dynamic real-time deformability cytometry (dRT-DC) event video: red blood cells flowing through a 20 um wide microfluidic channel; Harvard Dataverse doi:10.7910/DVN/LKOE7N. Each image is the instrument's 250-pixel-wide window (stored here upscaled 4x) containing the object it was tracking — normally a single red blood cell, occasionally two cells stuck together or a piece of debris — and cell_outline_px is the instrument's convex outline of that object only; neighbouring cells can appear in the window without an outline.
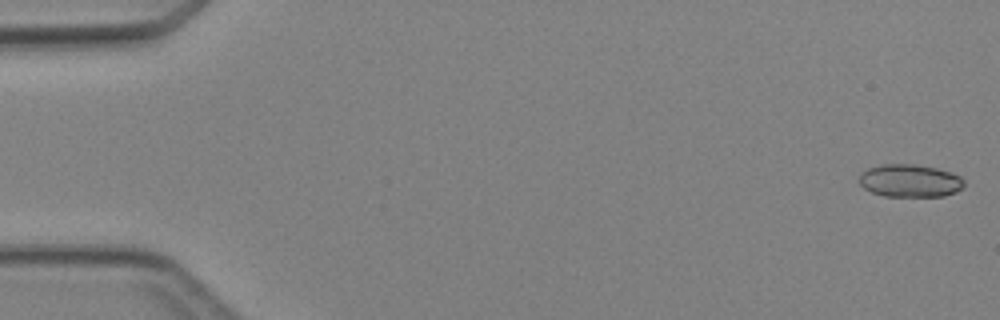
{"species": "Egyptian fruit bat (a non-hibernating species)", "species_latin": "Rousettus aegyptiacus", "temperature_condition": "cold", "stored_images_in_passage": 6, "camera_frame_rate_fps": 3000, "um_per_image_px": 0.085, "animal": {"sex": "female"}, "frame": {"image": 1, "passage_image": 1, "time_ms": 0.0, "image_size_px": [1000, 320], "cell_outline_px": [[964, 188], [956, 192], [944, 196], [884, 196], [872, 192], [864, 188], [860, 184], [860, 172], [868, 168], [880, 164], [916, 164], [936, 168], [952, 172], [960, 176], [964, 180]], "centroid_in_image_um": [77.36, 15.35], "position_along_channel_um": 7.6, "area_um2": 20.23}}
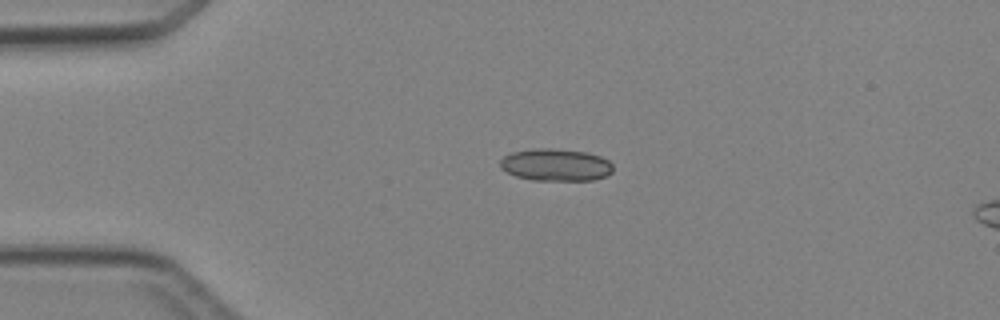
{"frame": {"image": 2, "passage_image": 4, "time_ms": 3.333, "image_size_px": [1000, 320], "cell_outline_px": [[612, 172], [608, 176], [592, 180], [532, 180], [516, 176], [500, 168], [500, 160], [504, 156], [512, 152], [532, 148], [552, 148], [588, 152], [600, 156], [608, 160], [612, 164]], "centroid_in_image_um": [47.25, 14.0], "position_along_channel_um": 37.8, "area_um2": 21.39}}
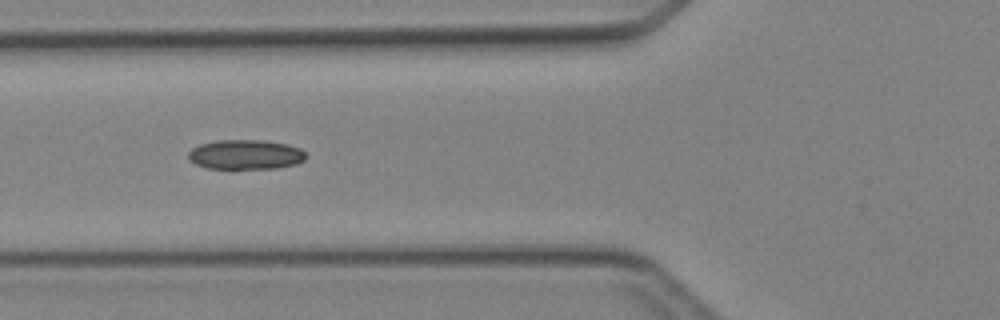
{"frame": {"image": 3, "passage_image": 6, "time_ms": 5.667, "image_size_px": [1000, 320], "cell_outline_px": [[308, 156], [304, 160], [296, 164], [276, 168], [232, 172], [208, 168], [196, 164], [188, 160], [188, 152], [192, 148], [200, 144], [216, 140], [264, 140], [288, 144], [300, 148]], "centroid_in_image_um": [20.85, 13.18], "position_along_channel_um": 105.0, "area_um2": 21.39}}